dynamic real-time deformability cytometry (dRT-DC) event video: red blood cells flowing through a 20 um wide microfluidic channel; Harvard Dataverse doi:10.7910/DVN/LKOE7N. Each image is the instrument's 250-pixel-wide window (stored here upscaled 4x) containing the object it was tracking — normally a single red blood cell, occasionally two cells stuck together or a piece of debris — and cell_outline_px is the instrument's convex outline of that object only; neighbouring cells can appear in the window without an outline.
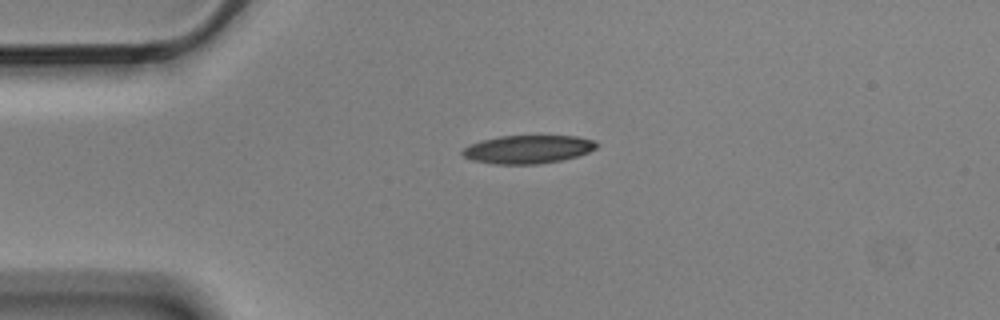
{"species": "Egyptian fruit bat (a non-hibernating species)", "species_latin": "Rousettus aegyptiacus", "temperature_condition": "cold", "stored_images_in_passage": 2, "camera_frame_rate_fps": 3000, "um_per_image_px": 0.085, "animal": {"sex": "male"}, "frame": {"image": 1, "passage_image": 1, "time_ms": 0.0, "image_size_px": [1000, 320], "cell_outline_px": [[600, 144], [596, 148], [588, 152], [576, 156], [560, 160], [536, 164], [496, 164], [472, 160], [464, 156], [460, 152], [468, 144], [500, 136], [576, 136], [596, 140]], "centroid_in_image_um": [44.89, 12.68], "position_along_channel_um": 40.1, "area_um2": 22.02}}